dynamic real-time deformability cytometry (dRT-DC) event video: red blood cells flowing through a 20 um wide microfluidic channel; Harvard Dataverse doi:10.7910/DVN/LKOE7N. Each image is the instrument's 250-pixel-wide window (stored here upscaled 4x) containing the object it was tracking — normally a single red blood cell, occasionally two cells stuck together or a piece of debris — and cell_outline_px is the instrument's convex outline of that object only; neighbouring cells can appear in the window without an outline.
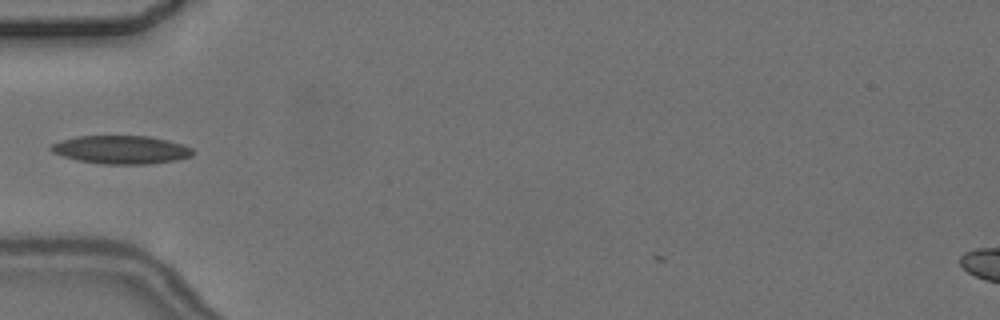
{"species": "common noctule bat (a hibernating species)", "species_latin": "Nyctalus noctula", "temperature_condition": "cold", "stored_images_in_passage": 5, "camera_frame_rate_fps": 3000, "um_per_image_px": 0.085, "animal": {"sex": "female", "body_mass_g": 24.6, "forearm_length_mm": 56.2}, "frame": {"image": 1, "passage_image": 5, "time_ms": 5.667, "image_size_px": [1000, 320], "cell_outline_px": [[196, 152], [192, 156], [176, 160], [148, 164], [100, 164], [80, 160], [64, 156], [52, 152], [48, 148], [52, 144], [60, 140], [76, 136], [148, 136], [168, 140], [184, 144], [192, 148]], "centroid_in_image_um": [10.33, 12.72], "position_along_channel_um": 74.7, "area_um2": 23.47}}